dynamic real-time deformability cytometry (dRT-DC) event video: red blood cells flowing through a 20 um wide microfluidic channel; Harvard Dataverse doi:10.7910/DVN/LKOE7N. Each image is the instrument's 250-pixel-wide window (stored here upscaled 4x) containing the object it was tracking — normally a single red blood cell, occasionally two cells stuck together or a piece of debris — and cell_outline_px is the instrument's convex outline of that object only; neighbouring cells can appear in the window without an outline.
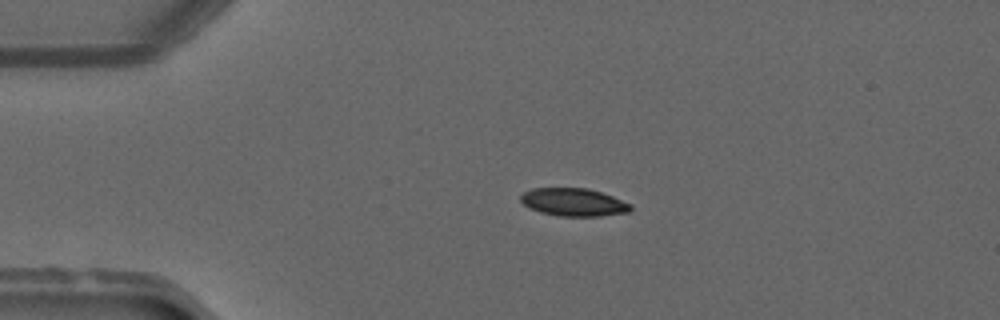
{"species": "common noctule bat (a hibernating species)", "species_latin": "Nyctalus noctula", "temperature_condition": "warm", "stored_images_in_passage": 8, "camera_frame_rate_fps": 3000, "um_per_image_px": 0.085, "animal": {"sex": "male", "forearm_length_mm": 52.5}, "frame": {"image": 1, "passage_image": 1, "time_ms": 0.0, "image_size_px": [1000, 320], "cell_outline_px": [[632, 208], [628, 212], [600, 216], [560, 216], [540, 212], [528, 208], [520, 200], [520, 196], [524, 192], [532, 188], [588, 188], [612, 196], [632, 204]], "centroid_in_image_um": [48.74, 17.18], "position_along_channel_um": 36.3, "area_um2": 17.86}}
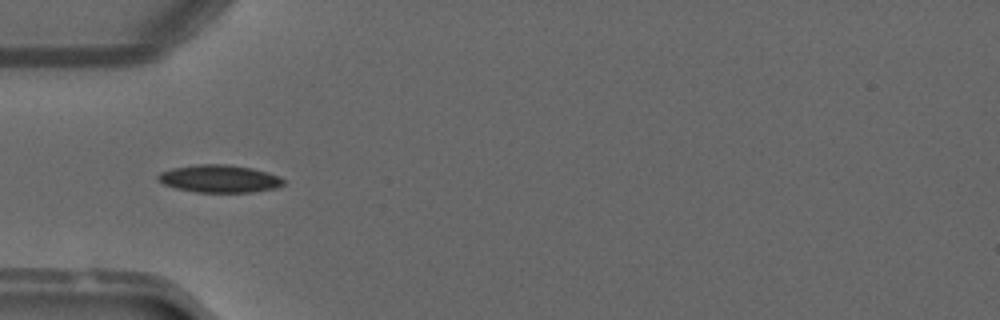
{"frame": {"image": 2, "passage_image": 6, "time_ms": 1.667, "image_size_px": [1000, 320], "cell_outline_px": [[284, 184], [276, 188], [252, 192], [196, 192], [176, 188], [164, 184], [156, 180], [156, 176], [160, 172], [172, 168], [196, 164], [228, 164], [252, 168], [268, 172], [280, 176], [284, 180]], "centroid_in_image_um": [18.64, 15.18], "position_along_channel_um": 66.4, "area_um2": 20.35}}